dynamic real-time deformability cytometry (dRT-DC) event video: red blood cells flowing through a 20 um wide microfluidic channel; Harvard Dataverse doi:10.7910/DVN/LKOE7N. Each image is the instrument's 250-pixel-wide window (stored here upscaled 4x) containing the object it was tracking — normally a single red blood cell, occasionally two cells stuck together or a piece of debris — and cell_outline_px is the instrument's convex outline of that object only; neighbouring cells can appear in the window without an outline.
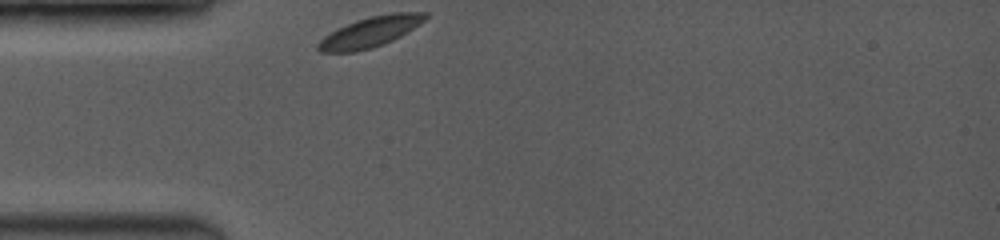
{"species": "common noctule bat (a hibernating species)", "species_latin": "Nyctalus noctula", "temperature_condition": "room temperature", "stored_images_in_passage": 34, "camera_frame_rate_fps": 3500, "um_per_image_px": 0.085, "animal": {"sex": "female", "body_mass_g": 19.0, "forearm_length_mm": 53.3}, "frame": {"image": 1, "passage_image": 1, "time_ms": 0.0, "image_size_px": [1000, 240], "cell_outline_px": [[428, 16], [420, 24], [400, 36], [384, 44], [372, 48], [356, 52], [320, 52], [316, 48], [316, 44], [324, 36], [356, 20], [372, 16], [392, 12], [428, 12]], "centroid_in_image_um": [31.48, 2.72], "position_along_channel_um": 53.5, "area_um2": 18.84}}
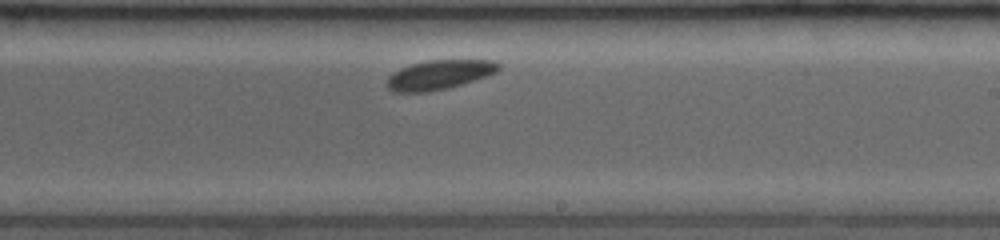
{"frame": {"image": 2, "passage_image": 20, "time_ms": 5.429, "image_size_px": [1000, 240], "cell_outline_px": [[500, 68], [496, 72], [488, 76], [464, 84], [448, 88], [428, 92], [392, 92], [384, 84], [388, 76], [400, 68], [412, 64], [428, 60], [492, 60], [500, 64]], "centroid_in_image_um": [37.32, 6.36], "position_along_channel_um": 251.7, "area_um2": 19.36}}
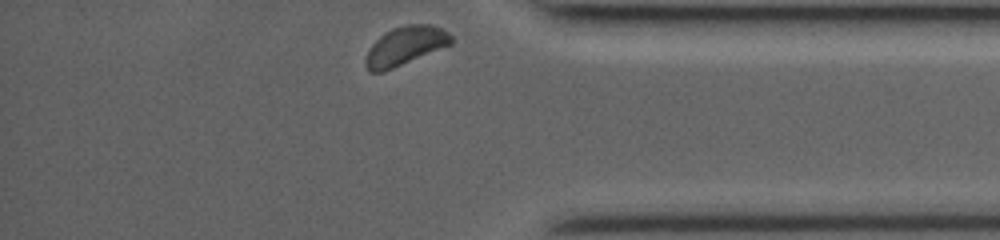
{"frame": {"image": 3, "passage_image": 34, "time_ms": 9.429, "image_size_px": [1000, 240], "cell_outline_px": [[456, 40], [452, 44], [384, 72], [368, 72], [364, 64], [364, 60], [372, 44], [380, 36], [392, 28], [404, 24], [432, 24], [448, 32]], "centroid_in_image_um": [34.46, 3.9], "position_along_channel_um": 400.7, "area_um2": 19.48}}